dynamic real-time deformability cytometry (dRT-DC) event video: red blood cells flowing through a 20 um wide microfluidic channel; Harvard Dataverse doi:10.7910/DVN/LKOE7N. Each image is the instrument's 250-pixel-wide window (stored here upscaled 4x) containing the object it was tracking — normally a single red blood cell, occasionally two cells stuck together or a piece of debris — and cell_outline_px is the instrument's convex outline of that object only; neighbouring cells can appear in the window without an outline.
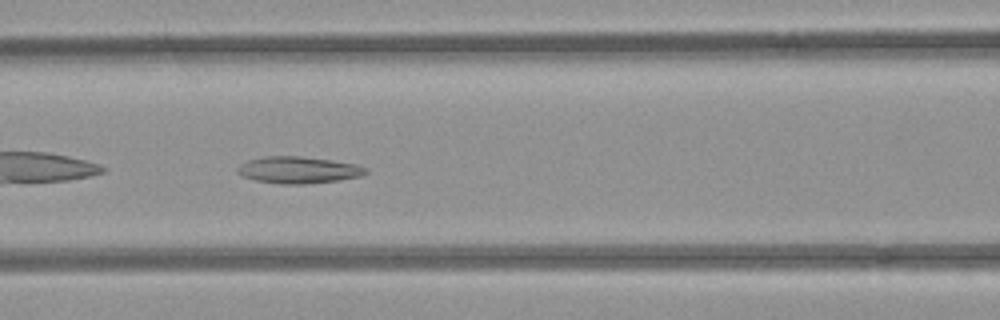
{"species": "common noctule bat (a hibernating species)", "species_latin": "Nyctalus noctula", "temperature_condition": "room temperature", "stored_images_in_passage": 38, "camera_frame_rate_fps": 3000, "um_per_image_px": 0.085, "animal": {"sex": "female", "body_mass_g": 21.9}, "frame": {"image": 1, "passage_image": 7, "time_ms": 2.0, "image_size_px": [1000, 320], "cell_outline_px": [[368, 172], [360, 176], [340, 180], [304, 184], [280, 184], [256, 180], [244, 176], [236, 172], [236, 168], [248, 160], [264, 156], [300, 156], [332, 160], [356, 164], [368, 168]], "centroid_in_image_um": [25.38, 14.44], "position_along_channel_um": 141.2, "area_um2": 20.0}}
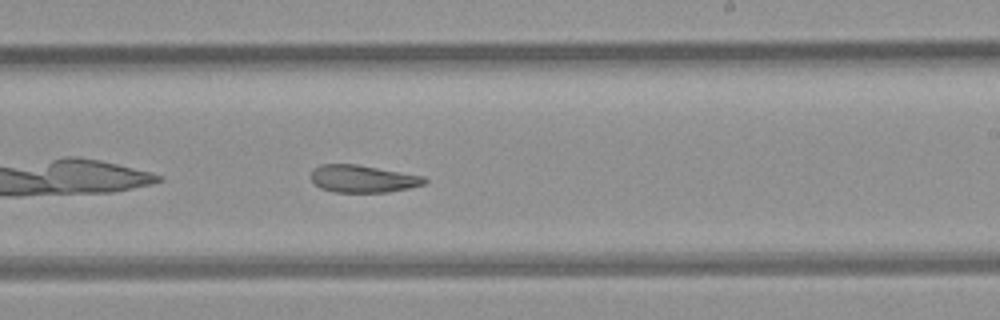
{"frame": {"image": 2, "passage_image": 16, "time_ms": 5.0, "image_size_px": [1000, 320], "cell_outline_px": [[428, 184], [388, 192], [332, 192], [320, 188], [312, 180], [312, 168], [320, 164], [356, 164], [424, 176], [428, 180]], "centroid_in_image_um": [30.86, 15.2], "position_along_channel_um": 258.1, "area_um2": 18.21}}
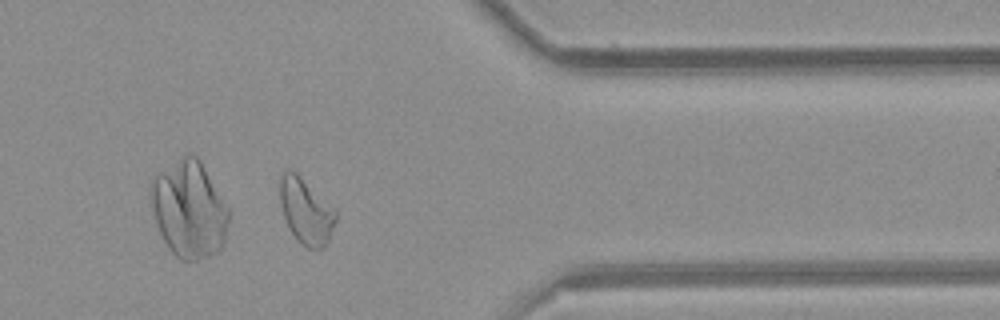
{"frame": {"image": 3, "passage_image": 27, "time_ms": 8.667, "image_size_px": [1000, 320], "cell_outline_px": [[336, 220], [328, 240], [324, 248], [308, 248], [300, 244], [296, 240], [288, 228], [284, 216], [280, 200], [280, 180], [284, 172], [288, 168], [296, 172], [336, 212]], "centroid_in_image_um": [25.98, 17.98], "position_along_channel_um": 385.4, "area_um2": 20.87}, "authors_computed_cell_mechanics": {"area_um2": 19.941, "velocity_mm_per_s": 3.9121, "shape_relaxation_time_tau1_ms": null, "shape_relaxation_time_tau2_ms": 4.2656, "deformation_change_tau1": null, "deformation_change_tau2": 0.1284}}